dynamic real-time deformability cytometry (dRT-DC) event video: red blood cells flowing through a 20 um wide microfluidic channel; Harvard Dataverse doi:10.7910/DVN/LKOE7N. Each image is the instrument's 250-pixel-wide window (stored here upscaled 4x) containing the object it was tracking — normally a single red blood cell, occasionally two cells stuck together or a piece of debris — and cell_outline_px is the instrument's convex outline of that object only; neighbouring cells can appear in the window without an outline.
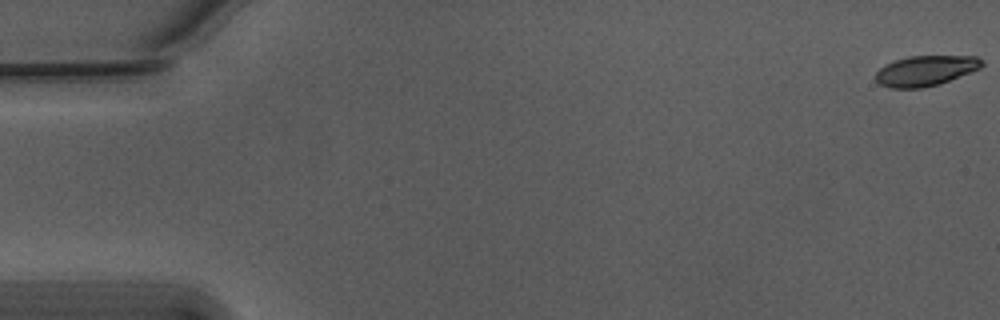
{"species": "Egyptian fruit bat (a non-hibernating species)", "species_latin": "Rousettus aegyptiacus", "temperature_condition": "warm", "stored_images_in_passage": 17, "camera_frame_rate_fps": 3000, "um_per_image_px": 0.085, "animal": {"sex": "male"}, "frame": {"image": 1, "passage_image": 1, "time_ms": 0.0, "image_size_px": [1000, 320], "cell_outline_px": [[984, 64], [980, 68], [940, 84], [920, 88], [892, 88], [880, 84], [876, 80], [876, 72], [880, 68], [896, 60], [908, 56], [976, 56], [984, 60]], "centroid_in_image_um": [78.7, 6.01], "position_along_channel_um": 6.3, "area_um2": 18.61}}
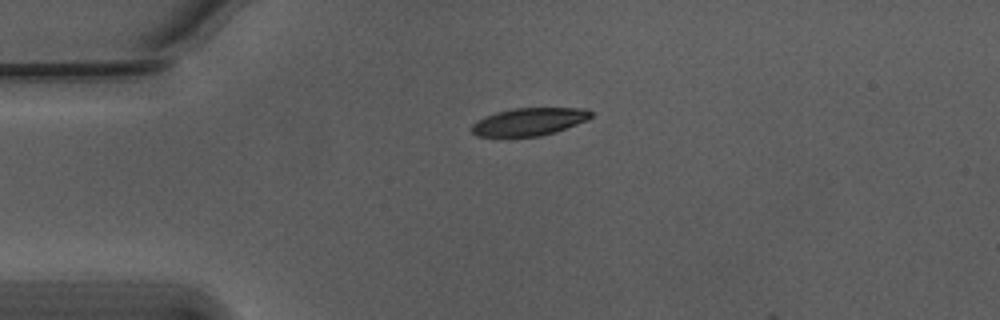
{"frame": {"image": 2, "passage_image": 14, "time_ms": 4.333, "image_size_px": [1000, 320], "cell_outline_px": [[592, 116], [588, 120], [556, 132], [540, 136], [476, 136], [472, 132], [472, 124], [476, 120], [484, 116], [496, 112], [512, 108], [584, 108], [592, 112]], "centroid_in_image_um": [44.98, 10.34], "position_along_channel_um": 40.0, "area_um2": 19.31}}